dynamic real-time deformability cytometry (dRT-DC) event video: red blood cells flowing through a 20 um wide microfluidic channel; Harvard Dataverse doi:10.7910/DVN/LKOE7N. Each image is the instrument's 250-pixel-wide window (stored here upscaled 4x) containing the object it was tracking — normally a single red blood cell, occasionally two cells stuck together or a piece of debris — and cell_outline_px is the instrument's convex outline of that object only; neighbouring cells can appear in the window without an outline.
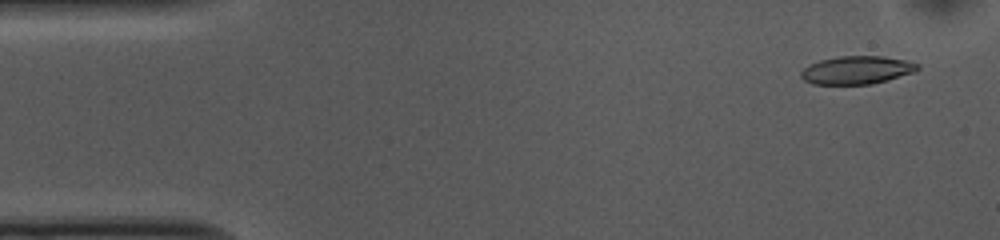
{"species": "common noctule bat (a hibernating species)", "species_latin": "Nyctalus noctula", "temperature_condition": "cold", "stored_images_in_passage": 19, "camera_frame_rate_fps": 3000, "um_per_image_px": 0.085, "animal": {"sex": "female", "body_mass_g": 10.0, "forearm_length_mm": 53.1}, "frame": {"image": 1, "passage_image": 3, "time_ms": 0.667, "image_size_px": [1000, 240], "cell_outline_px": [[920, 68], [916, 72], [888, 80], [872, 84], [812, 84], [804, 80], [800, 76], [800, 72], [808, 64], [820, 60], [840, 56], [884, 56], [904, 60], [920, 64]], "centroid_in_image_um": [72.84, 5.96], "position_along_channel_um": 12.2, "area_um2": 19.25}}
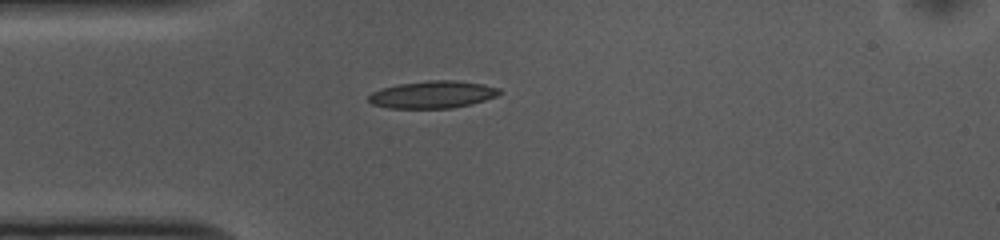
{"frame": {"image": 2, "passage_image": 13, "time_ms": 4.0, "image_size_px": [1000, 240], "cell_outline_px": [[500, 92], [496, 96], [472, 104], [452, 108], [388, 108], [372, 104], [368, 100], [368, 96], [372, 92], [380, 88], [396, 84], [428, 80], [456, 80], [484, 84], [500, 88]], "centroid_in_image_um": [36.75, 8.03], "position_along_channel_um": 48.3, "area_um2": 20.98}}